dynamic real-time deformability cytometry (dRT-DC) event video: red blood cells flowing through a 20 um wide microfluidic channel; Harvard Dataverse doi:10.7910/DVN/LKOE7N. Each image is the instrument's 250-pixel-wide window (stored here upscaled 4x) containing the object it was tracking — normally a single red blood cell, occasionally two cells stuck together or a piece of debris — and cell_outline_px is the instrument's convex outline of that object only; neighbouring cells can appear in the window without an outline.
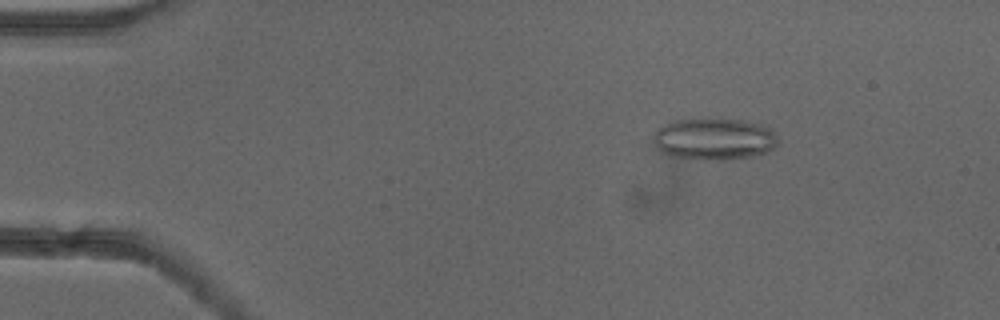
{"species": "common noctule bat (a hibernating species)", "species_latin": "Nyctalus noctula", "temperature_condition": "cold", "stored_images_in_passage": 50, "camera_frame_rate_fps": 3000, "um_per_image_px": 0.085, "animal": {"sex": "female"}, "frame": {"image": 1, "passage_image": 5, "time_ms": 1.333, "image_size_px": [1000, 320], "cell_outline_px": [[776, 144], [768, 152], [752, 156], [728, 160], [700, 160], [672, 156], [660, 152], [652, 140], [656, 128], [672, 120], [744, 120], [760, 124], [772, 128], [776, 136]], "centroid_in_image_um": [60.67, 11.83], "position_along_channel_um": 24.3, "area_um2": 30.4}}
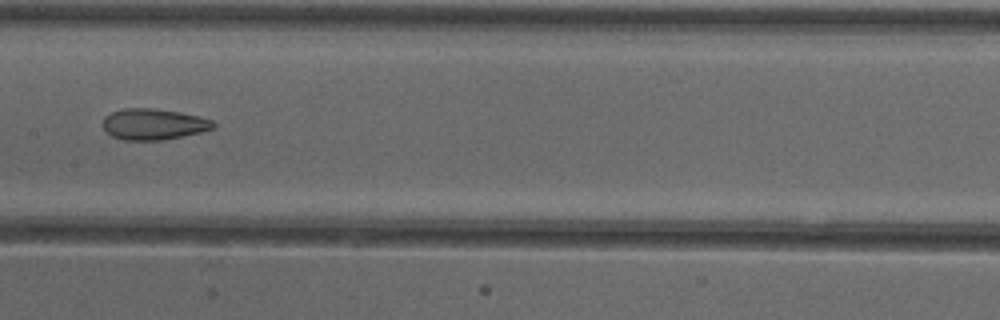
{"frame": {"image": 2, "passage_image": 24, "time_ms": 7.667, "image_size_px": [1000, 320], "cell_outline_px": [[216, 124], [212, 128], [200, 132], [160, 140], [124, 140], [112, 136], [104, 128], [104, 116], [112, 112], [124, 108], [152, 108], [180, 112], [212, 120]], "centroid_in_image_um": [13.03, 10.55], "position_along_channel_um": 194.4, "area_um2": 19.65}}
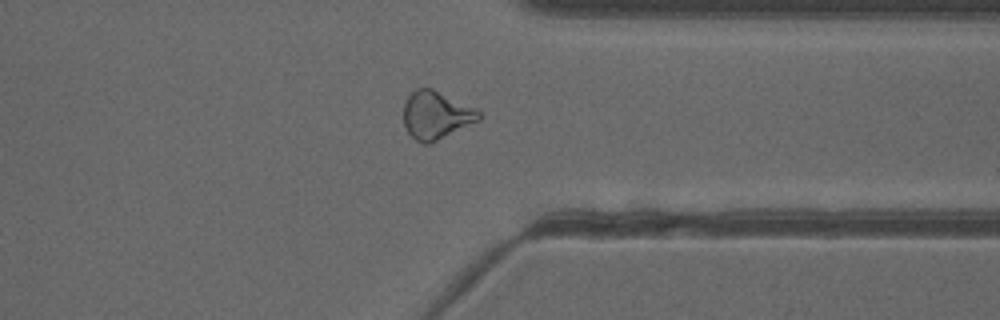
{"frame": {"image": 3, "passage_image": 38, "time_ms": 12.333, "image_size_px": [1000, 320], "cell_outline_px": [[484, 116], [480, 120], [428, 144], [424, 144], [416, 140], [408, 132], [404, 124], [404, 104], [408, 96], [416, 88], [432, 88], [476, 108]], "centroid_in_image_um": [37.08, 9.77], "position_along_channel_um": 374.3, "area_um2": 20.92}, "authors_computed_cell_mechanics": {"area_um2": 22.1374, "velocity_mm_per_s": 3.9336, "shape_relaxation_time_tau1_ms": null, "shape_relaxation_time_tau2_ms": 2.5858, "deformation_change_tau1": null, "deformation_change_tau2": 0.1088}}